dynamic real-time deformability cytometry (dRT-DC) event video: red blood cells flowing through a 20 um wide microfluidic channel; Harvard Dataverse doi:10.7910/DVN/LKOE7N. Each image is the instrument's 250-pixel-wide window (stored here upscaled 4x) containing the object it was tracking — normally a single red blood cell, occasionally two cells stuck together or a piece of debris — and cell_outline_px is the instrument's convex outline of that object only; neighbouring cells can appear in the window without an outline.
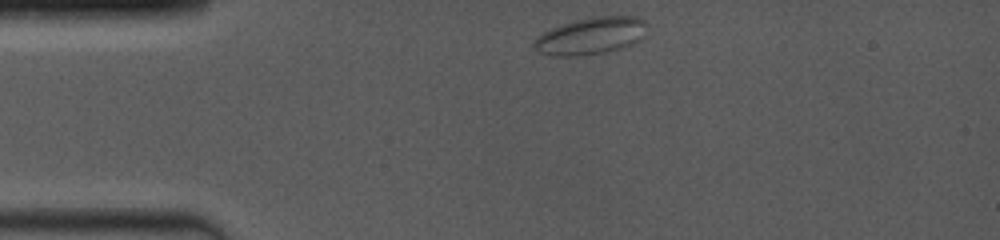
{"species": "common noctule bat (a hibernating species)", "species_latin": "Nyctalus noctula", "temperature_condition": "room temperature", "stored_images_in_passage": 32, "camera_frame_rate_fps": 4000, "um_per_image_px": 0.085, "animal": {"sex": "female", "body_mass_g": 19.0, "forearm_length_mm": 53.3}, "frame": {"image": 1, "passage_image": 1, "time_ms": 0.0, "image_size_px": [1000, 240], "cell_outline_px": [[648, 24], [644, 36], [636, 44], [624, 48], [604, 52], [576, 56], [552, 56], [536, 52], [532, 48], [532, 44], [536, 36], [552, 28], [572, 20], [596, 16], [636, 16], [644, 20]], "centroid_in_image_um": [50.22, 3.06], "position_along_channel_um": 34.8, "area_um2": 24.97}}
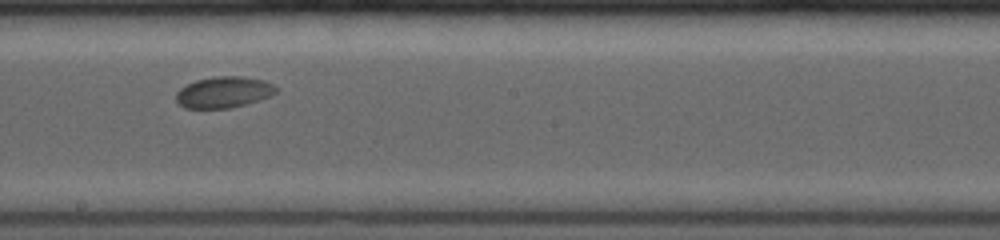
{"frame": {"image": 2, "passage_image": 13, "time_ms": 6.0, "image_size_px": [1000, 240], "cell_outline_px": [[276, 92], [272, 96], [260, 100], [228, 108], [184, 108], [176, 104], [176, 92], [180, 88], [196, 80], [216, 76], [244, 76], [264, 80], [272, 84], [276, 88]], "centroid_in_image_um": [19.0, 7.84], "position_along_channel_um": 229.2, "area_um2": 18.26}}
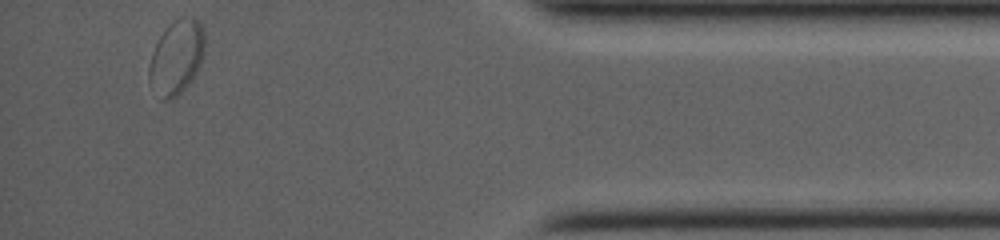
{"frame": {"image": 3, "passage_image": 31, "time_ms": 11.75, "image_size_px": [1000, 240], "cell_outline_px": [[204, 52], [188, 84], [176, 96], [168, 100], [148, 80], [148, 68], [152, 52], [164, 28], [176, 16], [192, 16], [200, 24], [204, 32]], "centroid_in_image_um": [14.99, 4.74], "position_along_channel_um": 420.2, "area_um2": 23.41}, "authors_computed_cell_mechanics": {"area_um2": 19.1607, "velocity_mm_per_s": 3.9189, "shape_relaxation_time_tau1_ms": null, "shape_relaxation_time_tau2_ms": 0.9364, "deformation_change_tau1": null, "deformation_change_tau2": 0.0294}}